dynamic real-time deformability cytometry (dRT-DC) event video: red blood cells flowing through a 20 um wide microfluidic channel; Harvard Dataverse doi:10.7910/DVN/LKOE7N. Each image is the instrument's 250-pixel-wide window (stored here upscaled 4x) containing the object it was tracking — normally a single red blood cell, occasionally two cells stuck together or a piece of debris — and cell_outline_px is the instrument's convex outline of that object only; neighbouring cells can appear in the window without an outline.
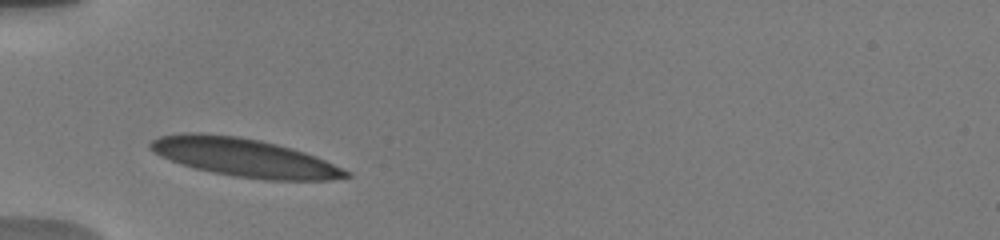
{"species": "human", "species_latin": "Homo sapiens", "temperature_condition": "warm", "stored_images_in_passage": 59, "camera_frame_rate_fps": 3000, "um_per_image_px": 0.085, "donor": {"sex": "male"}, "frame": {"image": 1, "passage_image": 1, "time_ms": 0.0, "image_size_px": [1000, 240], "cell_outline_px": [[352, 176], [328, 180], [264, 180], [236, 176], [212, 172], [180, 164], [160, 156], [148, 148], [148, 144], [152, 140], [160, 136], [184, 132], [200, 132], [236, 136], [260, 140], [292, 148], [316, 156], [352, 172]], "centroid_in_image_um": [20.75, 13.38], "position_along_channel_um": 64.2, "area_um2": 43.75}}
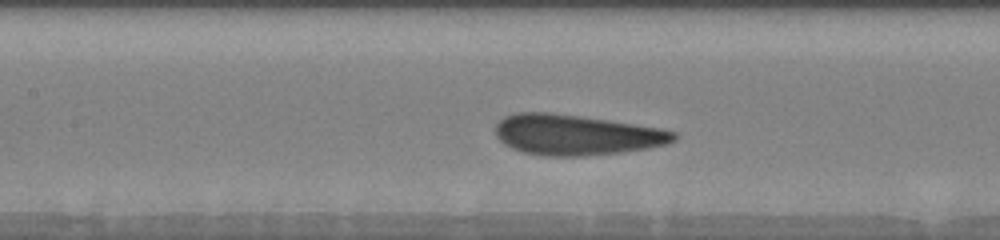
{"frame": {"image": 2, "passage_image": 16, "time_ms": 2.667, "image_size_px": [1000, 240], "cell_outline_px": [[680, 136], [676, 140], [668, 144], [648, 148], [620, 152], [584, 156], [544, 156], [524, 152], [512, 148], [504, 144], [496, 136], [496, 124], [504, 116], [516, 112], [552, 112], [608, 120], [660, 128], [676, 132]], "centroid_in_image_um": [48.98, 11.46], "position_along_channel_um": 158.4, "area_um2": 42.19}}
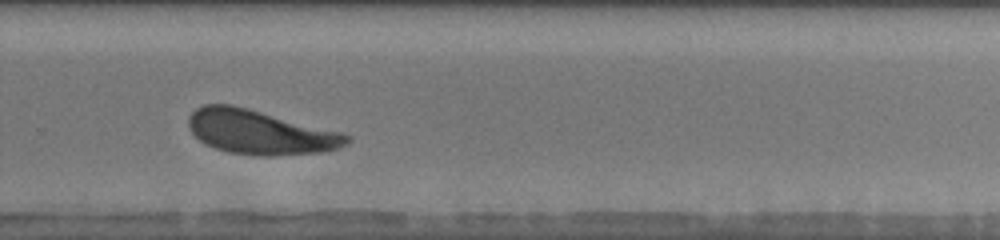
{"frame": {"image": 3, "passage_image": 40, "time_ms": 6.667, "image_size_px": [1000, 240], "cell_outline_px": [[352, 140], [348, 144], [340, 148], [324, 152], [272, 156], [260, 156], [228, 152], [204, 144], [188, 128], [188, 116], [196, 108], [204, 104], [232, 104], [248, 108], [340, 132], [352, 136]], "centroid_in_image_um": [22.11, 11.24], "position_along_channel_um": 307.7, "area_um2": 40.98}, "authors_computed_cell_mechanics": {"area_um2": 41.5582, "velocity_mm_per_s": 3.7485, "shape_relaxation_time_tau1_ms": 3.0274, "shape_relaxation_time_tau2_ms": 0.6911, "deformation_change_tau1": 0.1383, "deformation_change_tau2": 0.0868}}